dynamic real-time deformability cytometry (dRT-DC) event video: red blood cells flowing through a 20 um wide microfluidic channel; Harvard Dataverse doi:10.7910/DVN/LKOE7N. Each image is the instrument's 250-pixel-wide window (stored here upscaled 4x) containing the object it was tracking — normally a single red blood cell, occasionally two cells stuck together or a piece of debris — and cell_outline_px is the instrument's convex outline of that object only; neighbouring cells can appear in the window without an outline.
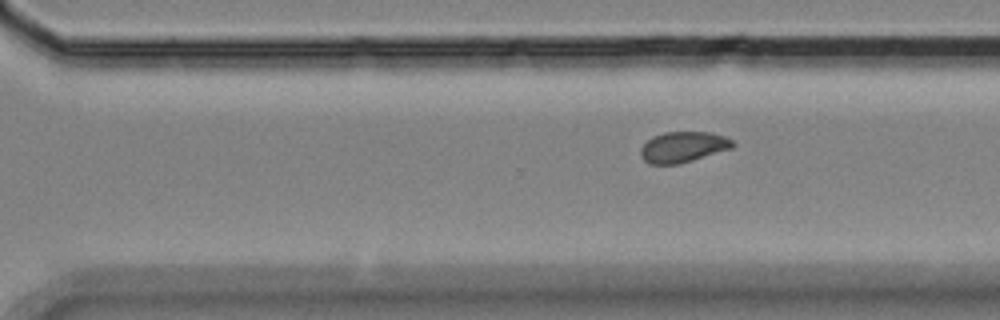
{"species": "Egyptian fruit bat (a non-hibernating species)", "species_latin": "Rousettus aegyptiacus", "temperature_condition": "room temperature", "stored_images_in_passage": 11, "segment_of_instrument_passage": [2, 2], "camera_frame_rate_fps": 3000, "um_per_image_px": 0.085, "animal": {"sex": "female"}, "frame": {"image": 1, "passage_image": 11, "time_ms": 12.333, "image_size_px": [1000, 320], "cell_outline_px": [[736, 144], [732, 148], [692, 160], [676, 164], [648, 164], [640, 156], [640, 148], [652, 136], [664, 132], [712, 132], [724, 136], [732, 140]], "centroid_in_image_um": [58.05, 12.48], "position_along_channel_um": 312.6, "area_um2": 16.47}}